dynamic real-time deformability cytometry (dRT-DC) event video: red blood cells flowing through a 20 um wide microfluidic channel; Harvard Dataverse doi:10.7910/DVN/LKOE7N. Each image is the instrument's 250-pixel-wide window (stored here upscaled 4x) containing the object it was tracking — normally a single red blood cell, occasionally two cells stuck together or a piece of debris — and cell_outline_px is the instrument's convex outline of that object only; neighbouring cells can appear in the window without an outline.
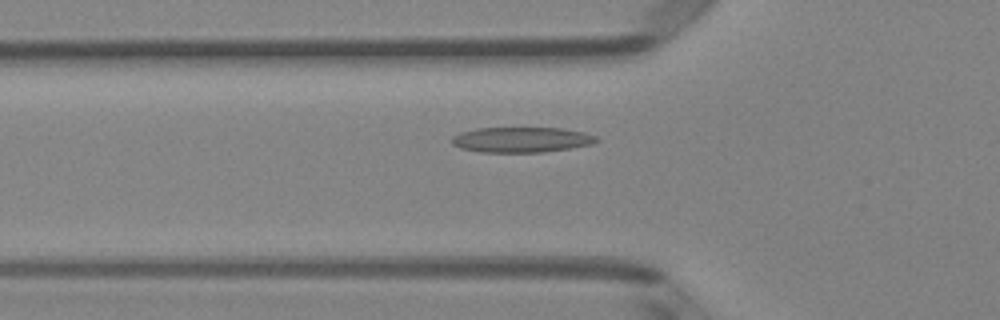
{"species": "Egyptian fruit bat (a non-hibernating species)", "species_latin": "Rousettus aegyptiacus", "temperature_condition": "room temperature", "stored_images_in_passage": 51, "camera_frame_rate_fps": 3000, "um_per_image_px": 0.085, "animal": {"sex": "female"}, "frame": {"image": 1, "passage_image": 18, "time_ms": 5.667, "image_size_px": [1000, 320], "cell_outline_px": [[600, 140], [592, 144], [544, 152], [480, 152], [460, 148], [452, 144], [452, 136], [460, 132], [476, 128], [564, 128], [584, 132], [596, 136]], "centroid_in_image_um": [44.32, 11.87], "position_along_channel_um": 81.5, "area_um2": 21.39}}
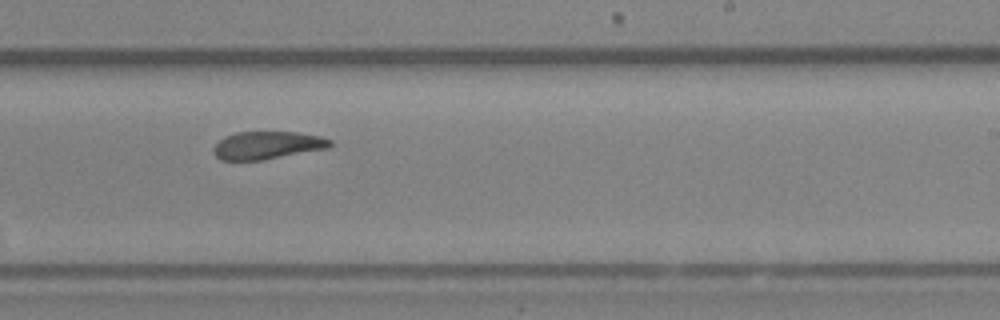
{"frame": {"image": 2, "passage_image": 32, "time_ms": 10.333, "image_size_px": [1000, 320], "cell_outline_px": [[332, 144], [328, 148], [264, 160], [220, 160], [212, 152], [212, 148], [224, 136], [236, 132], [296, 132], [320, 136], [332, 140]], "centroid_in_image_um": [22.7, 12.35], "position_along_channel_um": 266.3, "area_um2": 18.96}}
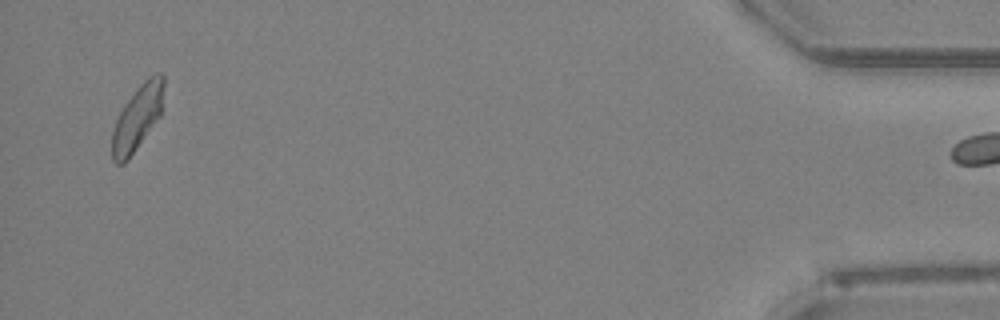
{"frame": {"image": 3, "passage_image": 50, "time_ms": 16.333, "image_size_px": [1000, 320], "cell_outline_px": [[164, 84], [160, 116], [124, 164], [116, 164], [112, 160], [112, 132], [116, 120], [124, 104], [140, 84], [148, 76], [156, 72], [160, 72], [164, 76]], "centroid_in_image_um": [11.67, 9.98], "position_along_channel_um": 423.5, "area_um2": 19.36}}